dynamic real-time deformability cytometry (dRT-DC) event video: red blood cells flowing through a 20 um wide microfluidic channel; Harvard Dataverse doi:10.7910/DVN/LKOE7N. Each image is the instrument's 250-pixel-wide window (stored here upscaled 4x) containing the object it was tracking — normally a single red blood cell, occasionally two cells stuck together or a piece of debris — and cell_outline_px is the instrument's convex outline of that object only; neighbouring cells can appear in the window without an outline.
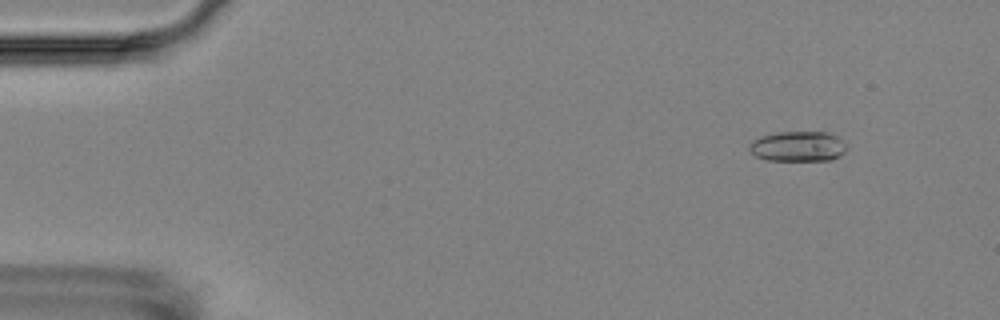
{"species": "Egyptian fruit bat (a non-hibernating species)", "species_latin": "Rousettus aegyptiacus", "temperature_condition": "room temperature", "stored_images_in_passage": 4, "camera_frame_rate_fps": 3000, "um_per_image_px": 0.085, "animal": {"sex": "female"}, "frame": {"image": 1, "passage_image": 1, "time_ms": 0.0, "image_size_px": [1000, 320], "cell_outline_px": [[848, 144], [844, 152], [840, 156], [832, 160], [764, 160], [756, 156], [748, 148], [748, 144], [752, 140], [760, 136], [776, 132], [828, 132], [836, 136]], "centroid_in_image_um": [67.82, 12.44], "position_along_channel_um": 17.2, "area_um2": 17.34}}